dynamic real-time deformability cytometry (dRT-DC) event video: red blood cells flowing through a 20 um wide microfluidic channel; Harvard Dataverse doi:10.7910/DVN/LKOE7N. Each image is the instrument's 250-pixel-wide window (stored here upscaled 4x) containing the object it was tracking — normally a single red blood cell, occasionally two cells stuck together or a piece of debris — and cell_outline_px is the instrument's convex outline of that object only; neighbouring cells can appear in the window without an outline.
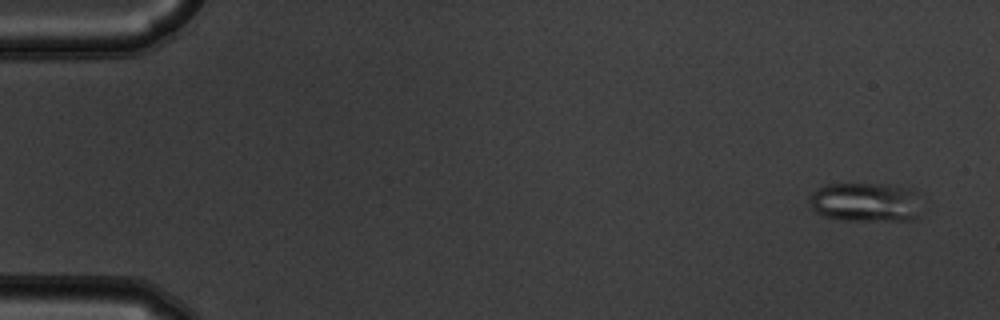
{"species": "common noctule bat (a hibernating species)", "species_latin": "Nyctalus noctula", "temperature_condition": "warm", "stored_images_in_passage": 54, "camera_frame_rate_fps": 3000, "um_per_image_px": 0.085, "animal": {"sex": "male", "body_mass_g": 19.5, "forearm_length_mm": 54.6}, "frame": {"image": 1, "passage_image": 3, "time_ms": 0.667, "image_size_px": [1000, 320], "cell_outline_px": [[916, 216], [912, 220], [844, 220], [820, 216], [812, 208], [808, 200], [808, 196], [812, 192], [828, 184], [888, 184], [912, 188], [916, 192]], "centroid_in_image_um": [73.49, 17.18], "position_along_channel_um": 11.5, "area_um2": 25.49}}
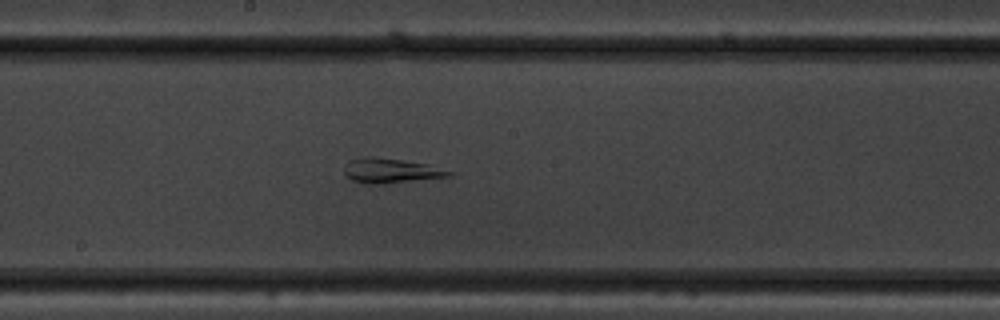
{"frame": {"image": 2, "passage_image": 30, "time_ms": 9.667, "image_size_px": [1000, 320], "cell_outline_px": [[452, 176], [380, 184], [364, 184], [352, 180], [344, 176], [344, 164], [348, 160], [360, 156], [372, 156], [400, 160], [424, 164], [452, 172]], "centroid_in_image_um": [33.07, 14.51], "position_along_channel_um": 215.1, "area_um2": 15.03}}
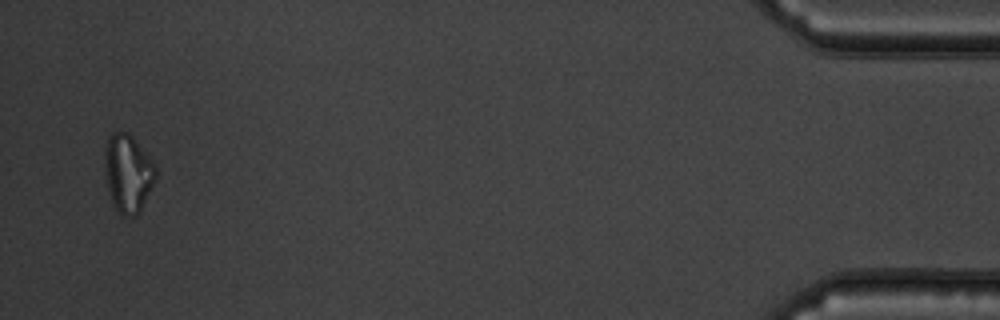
{"frame": {"image": 3, "passage_image": 53, "time_ms": 17.333, "image_size_px": [1000, 320], "cell_outline_px": [[156, 180], [140, 212], [136, 216], [120, 216], [112, 204], [108, 188], [104, 156], [108, 140], [112, 132], [128, 132], [132, 136], [156, 164]], "centroid_in_image_um": [10.91, 14.76], "position_along_channel_um": 424.3, "area_um2": 23.24}}